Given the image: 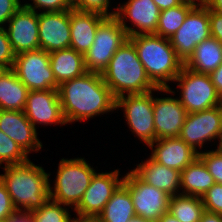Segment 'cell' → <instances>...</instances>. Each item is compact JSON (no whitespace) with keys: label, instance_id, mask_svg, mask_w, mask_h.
Masks as SVG:
<instances>
[{"label":"cell","instance_id":"obj_12","mask_svg":"<svg viewBox=\"0 0 222 222\" xmlns=\"http://www.w3.org/2000/svg\"><path fill=\"white\" fill-rule=\"evenodd\" d=\"M179 137L195 151L205 142L219 139L222 146V105L195 113H187ZM198 148V149H197Z\"/></svg>","mask_w":222,"mask_h":222},{"label":"cell","instance_id":"obj_45","mask_svg":"<svg viewBox=\"0 0 222 222\" xmlns=\"http://www.w3.org/2000/svg\"><path fill=\"white\" fill-rule=\"evenodd\" d=\"M157 222H180L174 216H172L169 212L163 214Z\"/></svg>","mask_w":222,"mask_h":222},{"label":"cell","instance_id":"obj_7","mask_svg":"<svg viewBox=\"0 0 222 222\" xmlns=\"http://www.w3.org/2000/svg\"><path fill=\"white\" fill-rule=\"evenodd\" d=\"M181 89L178 97L187 113H195L222 105V98L217 93L209 74L197 73L185 66L174 79Z\"/></svg>","mask_w":222,"mask_h":222},{"label":"cell","instance_id":"obj_40","mask_svg":"<svg viewBox=\"0 0 222 222\" xmlns=\"http://www.w3.org/2000/svg\"><path fill=\"white\" fill-rule=\"evenodd\" d=\"M212 83L214 84L217 93L222 98V63L210 74Z\"/></svg>","mask_w":222,"mask_h":222},{"label":"cell","instance_id":"obj_26","mask_svg":"<svg viewBox=\"0 0 222 222\" xmlns=\"http://www.w3.org/2000/svg\"><path fill=\"white\" fill-rule=\"evenodd\" d=\"M28 88L10 69L0 78V109L24 111Z\"/></svg>","mask_w":222,"mask_h":222},{"label":"cell","instance_id":"obj_19","mask_svg":"<svg viewBox=\"0 0 222 222\" xmlns=\"http://www.w3.org/2000/svg\"><path fill=\"white\" fill-rule=\"evenodd\" d=\"M0 130L27 154L32 151L38 152L43 146L38 139L37 128L29 121L24 111L0 109Z\"/></svg>","mask_w":222,"mask_h":222},{"label":"cell","instance_id":"obj_1","mask_svg":"<svg viewBox=\"0 0 222 222\" xmlns=\"http://www.w3.org/2000/svg\"><path fill=\"white\" fill-rule=\"evenodd\" d=\"M66 123L86 121L116 108V98L99 73L83 75L62 82L58 88Z\"/></svg>","mask_w":222,"mask_h":222},{"label":"cell","instance_id":"obj_17","mask_svg":"<svg viewBox=\"0 0 222 222\" xmlns=\"http://www.w3.org/2000/svg\"><path fill=\"white\" fill-rule=\"evenodd\" d=\"M7 23L6 31L15 55L40 48L37 11L22 5Z\"/></svg>","mask_w":222,"mask_h":222},{"label":"cell","instance_id":"obj_10","mask_svg":"<svg viewBox=\"0 0 222 222\" xmlns=\"http://www.w3.org/2000/svg\"><path fill=\"white\" fill-rule=\"evenodd\" d=\"M210 37L209 9L201 4L189 11L181 27L169 39L177 56L185 63L195 47Z\"/></svg>","mask_w":222,"mask_h":222},{"label":"cell","instance_id":"obj_47","mask_svg":"<svg viewBox=\"0 0 222 222\" xmlns=\"http://www.w3.org/2000/svg\"><path fill=\"white\" fill-rule=\"evenodd\" d=\"M129 222H153V221H150V220H148V219H144V218H142V217H140V216L135 215L134 217H132V218L130 219Z\"/></svg>","mask_w":222,"mask_h":222},{"label":"cell","instance_id":"obj_34","mask_svg":"<svg viewBox=\"0 0 222 222\" xmlns=\"http://www.w3.org/2000/svg\"><path fill=\"white\" fill-rule=\"evenodd\" d=\"M110 0H73V8L80 11L96 12L106 17H113L116 11L108 12Z\"/></svg>","mask_w":222,"mask_h":222},{"label":"cell","instance_id":"obj_23","mask_svg":"<svg viewBox=\"0 0 222 222\" xmlns=\"http://www.w3.org/2000/svg\"><path fill=\"white\" fill-rule=\"evenodd\" d=\"M49 60L54 77L59 85L87 72L84 65V55L73 48L50 52Z\"/></svg>","mask_w":222,"mask_h":222},{"label":"cell","instance_id":"obj_24","mask_svg":"<svg viewBox=\"0 0 222 222\" xmlns=\"http://www.w3.org/2000/svg\"><path fill=\"white\" fill-rule=\"evenodd\" d=\"M215 184L204 162L197 157L180 173V194L202 197Z\"/></svg>","mask_w":222,"mask_h":222},{"label":"cell","instance_id":"obj_29","mask_svg":"<svg viewBox=\"0 0 222 222\" xmlns=\"http://www.w3.org/2000/svg\"><path fill=\"white\" fill-rule=\"evenodd\" d=\"M194 6L192 3L183 2L181 5L162 10L155 34L170 38L181 27L187 14Z\"/></svg>","mask_w":222,"mask_h":222},{"label":"cell","instance_id":"obj_21","mask_svg":"<svg viewBox=\"0 0 222 222\" xmlns=\"http://www.w3.org/2000/svg\"><path fill=\"white\" fill-rule=\"evenodd\" d=\"M105 18L106 16L96 12L80 11L72 8L70 10V48L85 55L94 42L99 24Z\"/></svg>","mask_w":222,"mask_h":222},{"label":"cell","instance_id":"obj_3","mask_svg":"<svg viewBox=\"0 0 222 222\" xmlns=\"http://www.w3.org/2000/svg\"><path fill=\"white\" fill-rule=\"evenodd\" d=\"M0 179L17 211L30 212L49 199L50 173L30 159L22 164L4 165Z\"/></svg>","mask_w":222,"mask_h":222},{"label":"cell","instance_id":"obj_38","mask_svg":"<svg viewBox=\"0 0 222 222\" xmlns=\"http://www.w3.org/2000/svg\"><path fill=\"white\" fill-rule=\"evenodd\" d=\"M22 5L20 0H0V27H4Z\"/></svg>","mask_w":222,"mask_h":222},{"label":"cell","instance_id":"obj_31","mask_svg":"<svg viewBox=\"0 0 222 222\" xmlns=\"http://www.w3.org/2000/svg\"><path fill=\"white\" fill-rule=\"evenodd\" d=\"M29 160L28 154L0 130V166L22 164Z\"/></svg>","mask_w":222,"mask_h":222},{"label":"cell","instance_id":"obj_41","mask_svg":"<svg viewBox=\"0 0 222 222\" xmlns=\"http://www.w3.org/2000/svg\"><path fill=\"white\" fill-rule=\"evenodd\" d=\"M7 222H34V220L30 212L16 211L7 219Z\"/></svg>","mask_w":222,"mask_h":222},{"label":"cell","instance_id":"obj_15","mask_svg":"<svg viewBox=\"0 0 222 222\" xmlns=\"http://www.w3.org/2000/svg\"><path fill=\"white\" fill-rule=\"evenodd\" d=\"M40 49L50 53L70 48V10L38 13Z\"/></svg>","mask_w":222,"mask_h":222},{"label":"cell","instance_id":"obj_33","mask_svg":"<svg viewBox=\"0 0 222 222\" xmlns=\"http://www.w3.org/2000/svg\"><path fill=\"white\" fill-rule=\"evenodd\" d=\"M33 3H25L24 7L41 12H58L63 10H71L73 8V0H31Z\"/></svg>","mask_w":222,"mask_h":222},{"label":"cell","instance_id":"obj_28","mask_svg":"<svg viewBox=\"0 0 222 222\" xmlns=\"http://www.w3.org/2000/svg\"><path fill=\"white\" fill-rule=\"evenodd\" d=\"M204 211L200 197L183 194L170 197L168 212L180 222H199Z\"/></svg>","mask_w":222,"mask_h":222},{"label":"cell","instance_id":"obj_11","mask_svg":"<svg viewBox=\"0 0 222 222\" xmlns=\"http://www.w3.org/2000/svg\"><path fill=\"white\" fill-rule=\"evenodd\" d=\"M130 192L137 216L157 222L168 212L170 197L166 192L142 181L132 170L122 183Z\"/></svg>","mask_w":222,"mask_h":222},{"label":"cell","instance_id":"obj_25","mask_svg":"<svg viewBox=\"0 0 222 222\" xmlns=\"http://www.w3.org/2000/svg\"><path fill=\"white\" fill-rule=\"evenodd\" d=\"M222 63V43L210 37L200 42L184 66L197 73L210 74Z\"/></svg>","mask_w":222,"mask_h":222},{"label":"cell","instance_id":"obj_39","mask_svg":"<svg viewBox=\"0 0 222 222\" xmlns=\"http://www.w3.org/2000/svg\"><path fill=\"white\" fill-rule=\"evenodd\" d=\"M211 37L222 43V14L209 9Z\"/></svg>","mask_w":222,"mask_h":222},{"label":"cell","instance_id":"obj_49","mask_svg":"<svg viewBox=\"0 0 222 222\" xmlns=\"http://www.w3.org/2000/svg\"><path fill=\"white\" fill-rule=\"evenodd\" d=\"M182 1L192 3L194 5H201L205 3V0H182Z\"/></svg>","mask_w":222,"mask_h":222},{"label":"cell","instance_id":"obj_48","mask_svg":"<svg viewBox=\"0 0 222 222\" xmlns=\"http://www.w3.org/2000/svg\"><path fill=\"white\" fill-rule=\"evenodd\" d=\"M9 70L10 69L5 64L0 63V78Z\"/></svg>","mask_w":222,"mask_h":222},{"label":"cell","instance_id":"obj_42","mask_svg":"<svg viewBox=\"0 0 222 222\" xmlns=\"http://www.w3.org/2000/svg\"><path fill=\"white\" fill-rule=\"evenodd\" d=\"M158 8L162 11L171 7L181 5L182 0H153Z\"/></svg>","mask_w":222,"mask_h":222},{"label":"cell","instance_id":"obj_43","mask_svg":"<svg viewBox=\"0 0 222 222\" xmlns=\"http://www.w3.org/2000/svg\"><path fill=\"white\" fill-rule=\"evenodd\" d=\"M199 222H222V214L204 211Z\"/></svg>","mask_w":222,"mask_h":222},{"label":"cell","instance_id":"obj_20","mask_svg":"<svg viewBox=\"0 0 222 222\" xmlns=\"http://www.w3.org/2000/svg\"><path fill=\"white\" fill-rule=\"evenodd\" d=\"M148 147L152 149L150 157L153 160L180 172L199 155L180 137L162 138L151 142Z\"/></svg>","mask_w":222,"mask_h":222},{"label":"cell","instance_id":"obj_22","mask_svg":"<svg viewBox=\"0 0 222 222\" xmlns=\"http://www.w3.org/2000/svg\"><path fill=\"white\" fill-rule=\"evenodd\" d=\"M132 171L145 183L166 192L169 196L180 194V171L169 168L151 157L142 161Z\"/></svg>","mask_w":222,"mask_h":222},{"label":"cell","instance_id":"obj_18","mask_svg":"<svg viewBox=\"0 0 222 222\" xmlns=\"http://www.w3.org/2000/svg\"><path fill=\"white\" fill-rule=\"evenodd\" d=\"M156 140L179 137L187 111L178 98L153 97Z\"/></svg>","mask_w":222,"mask_h":222},{"label":"cell","instance_id":"obj_32","mask_svg":"<svg viewBox=\"0 0 222 222\" xmlns=\"http://www.w3.org/2000/svg\"><path fill=\"white\" fill-rule=\"evenodd\" d=\"M198 157L204 162L215 183L222 184V146L211 151H200Z\"/></svg>","mask_w":222,"mask_h":222},{"label":"cell","instance_id":"obj_37","mask_svg":"<svg viewBox=\"0 0 222 222\" xmlns=\"http://www.w3.org/2000/svg\"><path fill=\"white\" fill-rule=\"evenodd\" d=\"M17 210L12 204L10 195L0 179V222L6 221Z\"/></svg>","mask_w":222,"mask_h":222},{"label":"cell","instance_id":"obj_36","mask_svg":"<svg viewBox=\"0 0 222 222\" xmlns=\"http://www.w3.org/2000/svg\"><path fill=\"white\" fill-rule=\"evenodd\" d=\"M15 57L16 55L9 41L6 26L0 27V63L12 69Z\"/></svg>","mask_w":222,"mask_h":222},{"label":"cell","instance_id":"obj_16","mask_svg":"<svg viewBox=\"0 0 222 222\" xmlns=\"http://www.w3.org/2000/svg\"><path fill=\"white\" fill-rule=\"evenodd\" d=\"M24 114L36 128V124L67 125L64 118L58 90L28 91Z\"/></svg>","mask_w":222,"mask_h":222},{"label":"cell","instance_id":"obj_27","mask_svg":"<svg viewBox=\"0 0 222 222\" xmlns=\"http://www.w3.org/2000/svg\"><path fill=\"white\" fill-rule=\"evenodd\" d=\"M135 215L130 192L121 184L96 219L99 222H129Z\"/></svg>","mask_w":222,"mask_h":222},{"label":"cell","instance_id":"obj_2","mask_svg":"<svg viewBox=\"0 0 222 222\" xmlns=\"http://www.w3.org/2000/svg\"><path fill=\"white\" fill-rule=\"evenodd\" d=\"M101 76L115 98L148 91L175 94L172 88H159L150 80L129 39L115 52Z\"/></svg>","mask_w":222,"mask_h":222},{"label":"cell","instance_id":"obj_30","mask_svg":"<svg viewBox=\"0 0 222 222\" xmlns=\"http://www.w3.org/2000/svg\"><path fill=\"white\" fill-rule=\"evenodd\" d=\"M50 198L40 207L30 211L34 222H72L69 207Z\"/></svg>","mask_w":222,"mask_h":222},{"label":"cell","instance_id":"obj_44","mask_svg":"<svg viewBox=\"0 0 222 222\" xmlns=\"http://www.w3.org/2000/svg\"><path fill=\"white\" fill-rule=\"evenodd\" d=\"M208 9L222 14V0H205Z\"/></svg>","mask_w":222,"mask_h":222},{"label":"cell","instance_id":"obj_5","mask_svg":"<svg viewBox=\"0 0 222 222\" xmlns=\"http://www.w3.org/2000/svg\"><path fill=\"white\" fill-rule=\"evenodd\" d=\"M84 158L61 159L54 188L49 184V198L55 202L73 206L79 204L91 179L97 172Z\"/></svg>","mask_w":222,"mask_h":222},{"label":"cell","instance_id":"obj_13","mask_svg":"<svg viewBox=\"0 0 222 222\" xmlns=\"http://www.w3.org/2000/svg\"><path fill=\"white\" fill-rule=\"evenodd\" d=\"M119 170L95 173L79 204L73 209L79 218H97L113 193L123 183Z\"/></svg>","mask_w":222,"mask_h":222},{"label":"cell","instance_id":"obj_4","mask_svg":"<svg viewBox=\"0 0 222 222\" xmlns=\"http://www.w3.org/2000/svg\"><path fill=\"white\" fill-rule=\"evenodd\" d=\"M150 80L159 88H168L181 72L184 62L177 56L169 38L156 34L129 36Z\"/></svg>","mask_w":222,"mask_h":222},{"label":"cell","instance_id":"obj_8","mask_svg":"<svg viewBox=\"0 0 222 222\" xmlns=\"http://www.w3.org/2000/svg\"><path fill=\"white\" fill-rule=\"evenodd\" d=\"M152 92L119 96L115 107L123 109L129 128L147 146L156 141Z\"/></svg>","mask_w":222,"mask_h":222},{"label":"cell","instance_id":"obj_46","mask_svg":"<svg viewBox=\"0 0 222 222\" xmlns=\"http://www.w3.org/2000/svg\"><path fill=\"white\" fill-rule=\"evenodd\" d=\"M72 222H99L96 218H73Z\"/></svg>","mask_w":222,"mask_h":222},{"label":"cell","instance_id":"obj_35","mask_svg":"<svg viewBox=\"0 0 222 222\" xmlns=\"http://www.w3.org/2000/svg\"><path fill=\"white\" fill-rule=\"evenodd\" d=\"M201 198L205 211L222 214V184L215 183Z\"/></svg>","mask_w":222,"mask_h":222},{"label":"cell","instance_id":"obj_6","mask_svg":"<svg viewBox=\"0 0 222 222\" xmlns=\"http://www.w3.org/2000/svg\"><path fill=\"white\" fill-rule=\"evenodd\" d=\"M129 39L119 20L106 17L97 29L91 47L84 55L86 71L102 74L115 52Z\"/></svg>","mask_w":222,"mask_h":222},{"label":"cell","instance_id":"obj_9","mask_svg":"<svg viewBox=\"0 0 222 222\" xmlns=\"http://www.w3.org/2000/svg\"><path fill=\"white\" fill-rule=\"evenodd\" d=\"M12 70L29 91L59 88L50 66L49 53L43 49L16 55Z\"/></svg>","mask_w":222,"mask_h":222},{"label":"cell","instance_id":"obj_14","mask_svg":"<svg viewBox=\"0 0 222 222\" xmlns=\"http://www.w3.org/2000/svg\"><path fill=\"white\" fill-rule=\"evenodd\" d=\"M115 10V17L128 36L155 34L161 10L153 0H128L122 5L119 4ZM127 19L133 26L126 25Z\"/></svg>","mask_w":222,"mask_h":222}]
</instances>
